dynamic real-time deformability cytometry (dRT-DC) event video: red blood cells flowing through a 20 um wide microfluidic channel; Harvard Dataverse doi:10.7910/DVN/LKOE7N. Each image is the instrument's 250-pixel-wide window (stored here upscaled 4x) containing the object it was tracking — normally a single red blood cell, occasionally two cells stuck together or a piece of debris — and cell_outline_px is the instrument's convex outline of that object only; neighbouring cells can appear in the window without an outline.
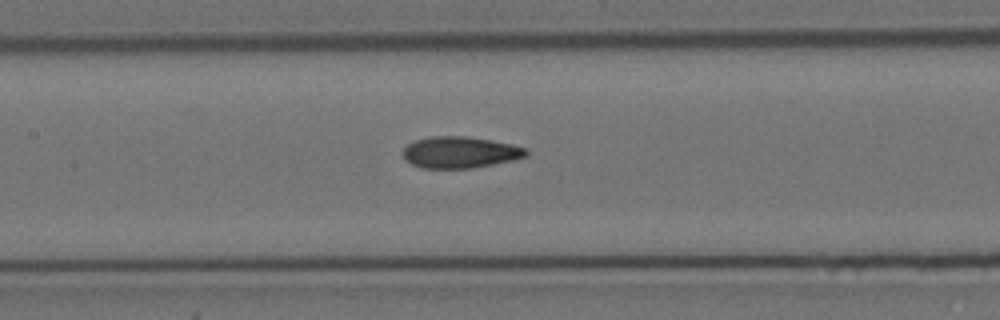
{"species": "Egyptian fruit bat (a non-hibernating species)", "species_latin": "Rousettus aegyptiacus", "temperature_condition": "cold", "stored_images_in_passage": 6, "camera_frame_rate_fps": 3000, "um_per_image_px": 0.085, "animal": {"sex": "female"}, "frame": {"image": 1, "passage_image": 6, "time_ms": 1.667, "image_size_px": [1000, 320], "cell_outline_px": [[528, 152], [524, 156], [512, 160], [472, 168], [420, 168], [404, 160], [404, 148], [408, 144], [416, 140], [432, 136], [468, 136], [512, 144], [528, 148]], "centroid_in_image_um": [39.09, 12.94], "position_along_channel_um": 168.3, "area_um2": 22.48}}